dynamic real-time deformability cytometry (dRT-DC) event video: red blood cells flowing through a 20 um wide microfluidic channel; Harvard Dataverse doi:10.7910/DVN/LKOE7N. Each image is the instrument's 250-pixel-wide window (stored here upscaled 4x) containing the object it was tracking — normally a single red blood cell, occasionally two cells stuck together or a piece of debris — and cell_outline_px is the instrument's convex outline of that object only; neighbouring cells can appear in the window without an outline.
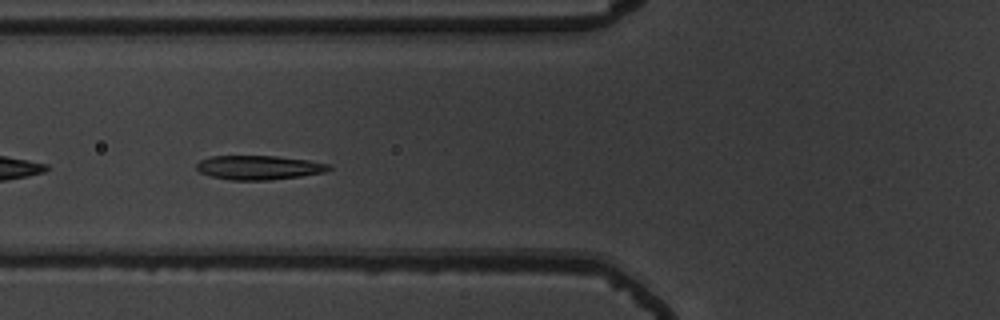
{"species": "common noctule bat (a hibernating species)", "species_latin": "Nyctalus noctula", "temperature_condition": "warm", "stored_images_in_passage": 40, "camera_frame_rate_fps": 3000, "um_per_image_px": 0.085, "animal": {"sex": "male", "body_mass_g": 19.5, "forearm_length_mm": 54.6}, "frame": {"image": 1, "passage_image": 6, "time_ms": 1.667, "image_size_px": [1000, 320], "cell_outline_px": [[332, 168], [324, 172], [300, 176], [268, 180], [232, 180], [212, 176], [200, 172], [196, 168], [196, 164], [200, 160], [212, 156], [276, 156], [308, 160], [332, 164]], "centroid_in_image_um": [22.02, 14.23], "position_along_channel_um": 103.8, "area_um2": 18.55}}
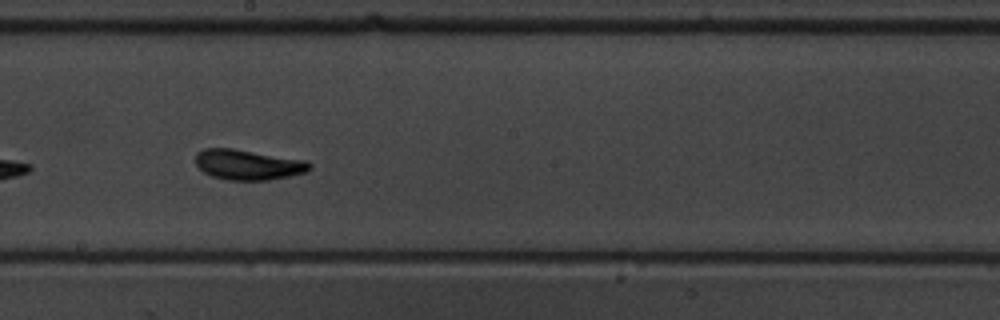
{"frame": {"image": 2, "passage_image": 16, "time_ms": 5.0, "image_size_px": [1000, 320], "cell_outline_px": [[312, 168], [308, 172], [268, 180], [228, 180], [212, 176], [204, 172], [196, 164], [196, 152], [204, 148], [232, 148], [308, 160], [312, 164]], "centroid_in_image_um": [21.12, 13.99], "position_along_channel_um": 227.1, "area_um2": 20.29}}
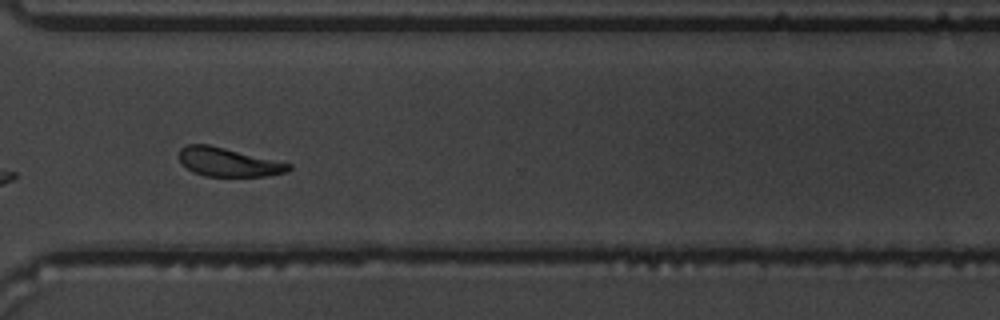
{"frame": {"image": 3, "passage_image": 26, "time_ms": 8.333, "image_size_px": [1000, 320], "cell_outline_px": [[292, 168], [288, 172], [268, 176], [204, 176], [192, 172], [180, 160], [180, 148], [188, 144], [208, 144], [292, 164]], "centroid_in_image_um": [19.43, 13.79], "position_along_channel_um": 351.2, "area_um2": 18.21}, "authors_computed_cell_mechanics": {"area_um2": 19.0451, "velocity_mm_per_s": 3.7074, "shape_relaxation_time_tau1_ms": 2.0492, "shape_relaxation_time_tau2_ms": 2.4987, "deformation_change_tau1": 0.1097, "deformation_change_tau2": 0.0951}}